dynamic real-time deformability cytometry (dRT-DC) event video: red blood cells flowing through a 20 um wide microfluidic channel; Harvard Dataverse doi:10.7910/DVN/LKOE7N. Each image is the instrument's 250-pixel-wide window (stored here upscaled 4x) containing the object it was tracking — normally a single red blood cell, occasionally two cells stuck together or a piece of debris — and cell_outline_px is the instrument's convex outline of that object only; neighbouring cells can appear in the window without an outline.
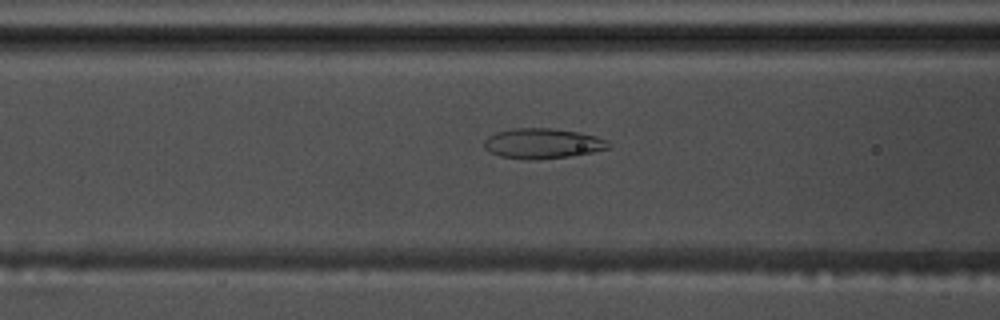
{"species": "common noctule bat (a hibernating species)", "species_latin": "Nyctalus noctula", "temperature_condition": "warm", "stored_images_in_passage": 49, "camera_frame_rate_fps": 3000, "um_per_image_px": 0.085, "animal": {"sex": "male", "body_mass_g": 17.5, "forearm_length_mm": 52.3}, "frame": {"image": 1, "passage_image": 16, "time_ms": 5.0, "image_size_px": [1000, 320], "cell_outline_px": [[608, 148], [592, 152], [568, 156], [532, 160], [524, 160], [500, 156], [484, 148], [484, 140], [488, 136], [496, 132], [512, 128], [552, 128], [580, 132], [596, 136], [608, 140]], "centroid_in_image_um": [46.09, 12.18], "position_along_channel_um": 120.5, "area_um2": 21.85}}
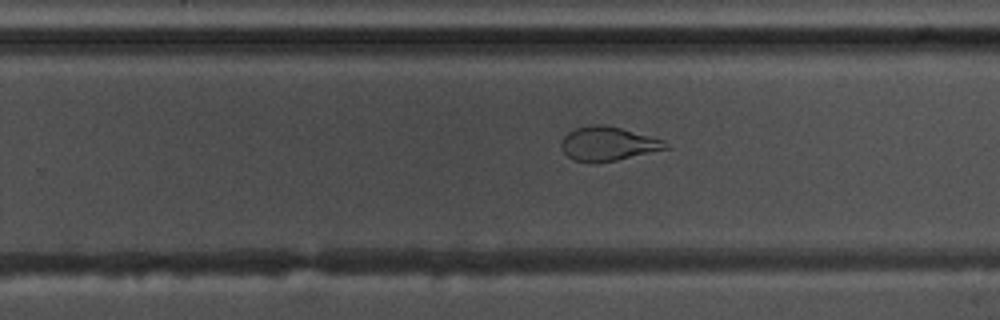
{"frame": {"image": 2, "passage_image": 29, "time_ms": 9.333, "image_size_px": [1000, 320], "cell_outline_px": [[672, 148], [616, 160], [596, 164], [588, 164], [572, 160], [564, 152], [560, 144], [564, 136], [568, 132], [576, 128], [592, 124], [604, 124], [620, 128], [664, 140], [672, 144]], "centroid_in_image_um": [51.69, 12.24], "position_along_channel_um": 278.1, "area_um2": 21.1}}
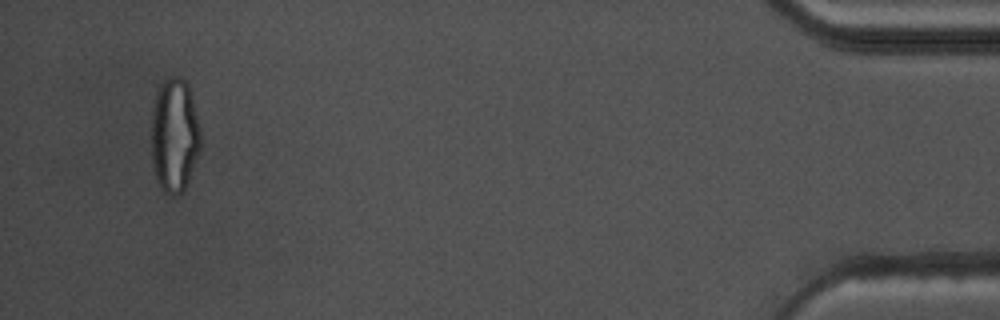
{"frame": {"image": 3, "passage_image": 47, "time_ms": 15.333, "image_size_px": [1000, 320], "cell_outline_px": [[200, 148], [188, 180], [184, 188], [176, 196], [172, 196], [164, 192], [156, 180], [152, 164], [152, 108], [156, 92], [160, 84], [164, 80], [172, 76], [176, 76], [184, 80], [188, 84], [200, 128]], "centroid_in_image_um": [14.81, 11.49], "position_along_channel_um": 420.4, "area_um2": 32.66}, "authors_computed_cell_mechanics": {"area_um2": 23.409, "velocity_mm_per_s": 3.6475, "shape_relaxation_time_tau1_ms": null, "shape_relaxation_time_tau2_ms": 0.8686, "deformation_change_tau1": null, "deformation_change_tau2": 0.0741}}